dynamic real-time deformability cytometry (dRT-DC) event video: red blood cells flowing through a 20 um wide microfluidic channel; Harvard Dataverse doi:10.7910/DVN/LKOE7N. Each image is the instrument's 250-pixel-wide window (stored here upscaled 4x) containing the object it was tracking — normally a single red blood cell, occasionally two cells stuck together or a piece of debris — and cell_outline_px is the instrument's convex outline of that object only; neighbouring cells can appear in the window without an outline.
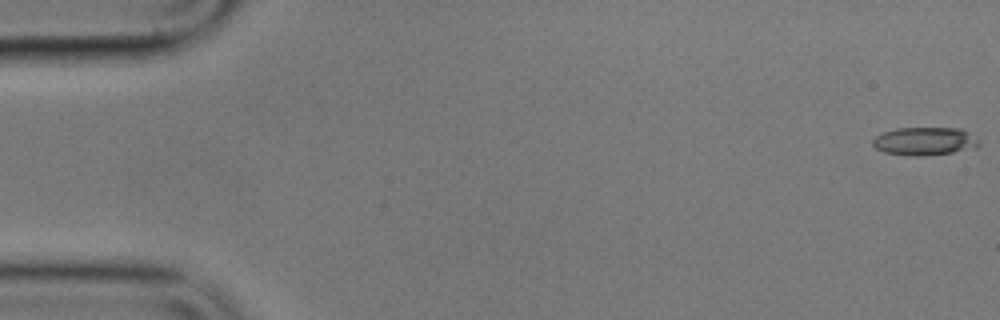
{"species": "common noctule bat (a hibernating species)", "species_latin": "Nyctalus noctula", "temperature_condition": "cold", "stored_images_in_passage": 17, "camera_frame_rate_fps": 3000, "um_per_image_px": 0.085, "animal": {"sex": "male", "body_mass_g": 17.9}, "frame": {"image": 1, "passage_image": 1, "time_ms": 0.0, "image_size_px": [1000, 320], "cell_outline_px": [[980, 144], [976, 148], [952, 152], [924, 156], [908, 156], [884, 152], [876, 148], [872, 144], [872, 140], [876, 136], [884, 132], [896, 128], [964, 128]], "centroid_in_image_um": [78.58, 12.01], "position_along_channel_um": 6.4, "area_um2": 17.4}}
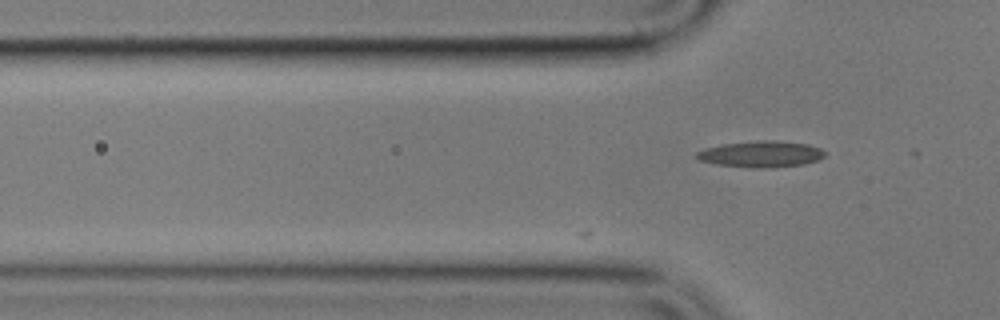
{"frame": {"image": 2, "passage_image": 17, "time_ms": 5.333, "image_size_px": [1000, 320], "cell_outline_px": [[828, 152], [820, 160], [804, 164], [768, 168], [748, 168], [716, 164], [700, 160], [696, 156], [696, 152], [704, 148], [724, 144], [756, 140], [776, 140], [808, 144], [820, 148]], "centroid_in_image_um": [64.73, 13.1], "position_along_channel_um": 61.1, "area_um2": 19.88}}